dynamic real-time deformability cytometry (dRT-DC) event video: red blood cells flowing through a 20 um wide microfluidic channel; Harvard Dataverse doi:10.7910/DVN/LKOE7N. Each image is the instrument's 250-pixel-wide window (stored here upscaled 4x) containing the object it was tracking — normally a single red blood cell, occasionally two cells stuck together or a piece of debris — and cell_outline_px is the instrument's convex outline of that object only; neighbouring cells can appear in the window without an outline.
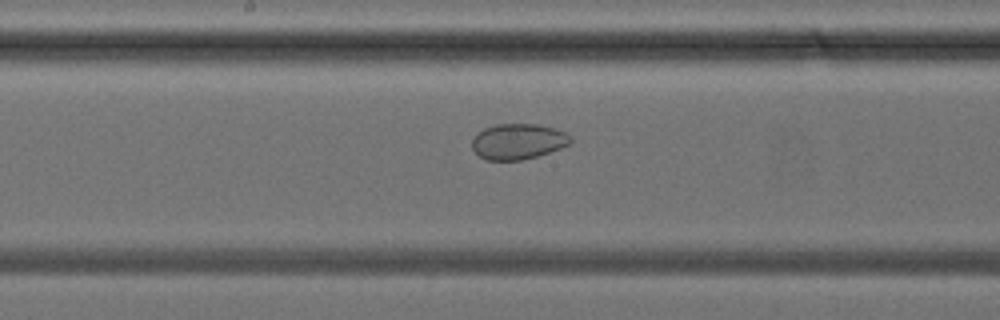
{"species": "common noctule bat (a hibernating species)", "species_latin": "Nyctalus noctula", "temperature_condition": "cold", "stored_images_in_passage": 28, "camera_frame_rate_fps": 3000, "um_per_image_px": 0.085, "animal": {"sex": "female", "body_mass_g": 24.6, "forearm_length_mm": 56.2}, "frame": {"image": 1, "passage_image": 16, "time_ms": 5.0, "image_size_px": [1000, 320], "cell_outline_px": [[572, 140], [568, 144], [560, 148], [536, 156], [520, 160], [484, 160], [472, 148], [472, 140], [484, 128], [496, 124], [536, 124], [552, 128], [564, 132]], "centroid_in_image_um": [44.0, 12.03], "position_along_channel_um": 204.2, "area_um2": 20.06}}